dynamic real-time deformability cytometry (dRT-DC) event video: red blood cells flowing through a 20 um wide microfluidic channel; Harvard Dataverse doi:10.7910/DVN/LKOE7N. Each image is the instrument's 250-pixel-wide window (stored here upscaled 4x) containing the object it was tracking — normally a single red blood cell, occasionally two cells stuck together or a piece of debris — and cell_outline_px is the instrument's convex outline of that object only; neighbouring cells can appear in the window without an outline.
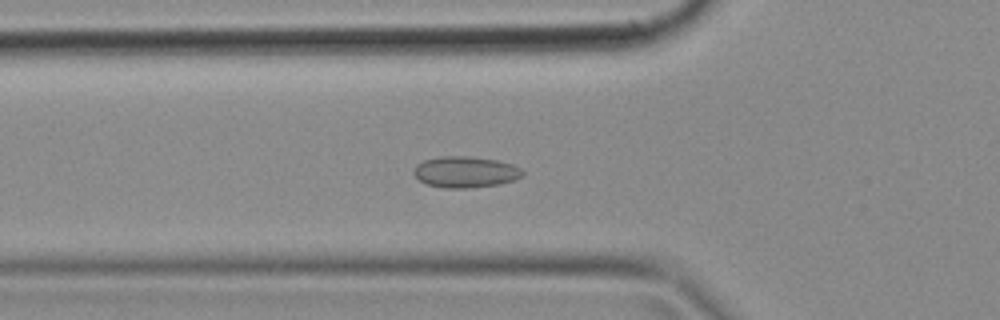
{"species": "common noctule bat (a hibernating species)", "species_latin": "Nyctalus noctula", "temperature_condition": "cold", "stored_images_in_passage": 50, "camera_frame_rate_fps": 3000, "um_per_image_px": 0.085, "animal": {"sex": "female", "body_mass_g": 18.4}, "frame": {"image": 1, "passage_image": 17, "time_ms": 5.333, "image_size_px": [1000, 320], "cell_outline_px": [[524, 176], [500, 184], [468, 188], [444, 188], [424, 184], [412, 172], [416, 164], [424, 160], [440, 156], [468, 156], [496, 160], [512, 164], [520, 168], [524, 172]], "centroid_in_image_um": [39.54, 14.62], "position_along_channel_um": 86.3, "area_um2": 19.88}}
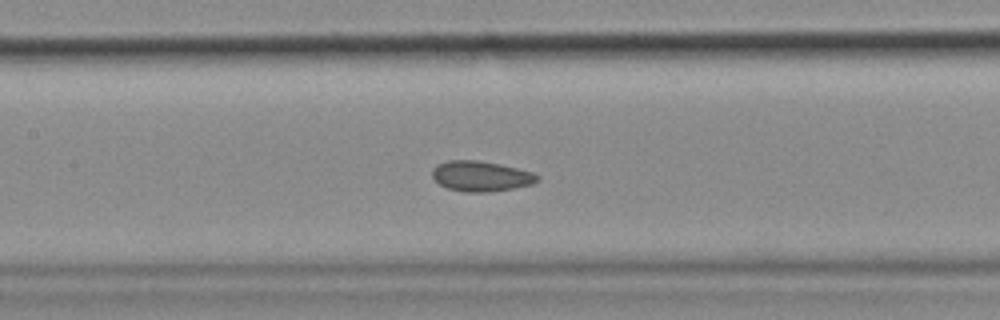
{"frame": {"image": 2, "passage_image": 23, "time_ms": 7.333, "image_size_px": [1000, 320], "cell_outline_px": [[540, 180], [532, 184], [512, 188], [488, 192], [464, 192], [448, 188], [440, 184], [432, 176], [432, 168], [436, 164], [448, 160], [480, 160], [500, 164], [532, 172], [540, 176]], "centroid_in_image_um": [40.87, 14.96], "position_along_channel_um": 166.5, "area_um2": 18.61}}
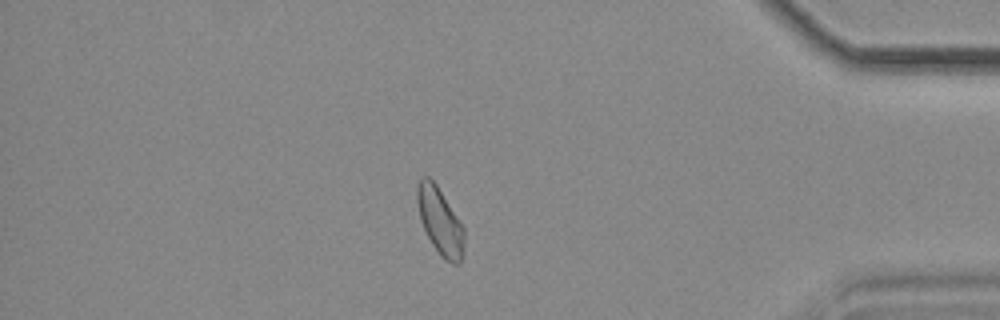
{"frame": {"image": 3, "passage_image": 43, "time_ms": 14.0, "image_size_px": [1000, 320], "cell_outline_px": [[464, 252], [460, 264], [452, 264], [444, 260], [440, 256], [432, 244], [420, 220], [416, 200], [416, 184], [424, 176], [428, 176], [436, 184], [464, 228]], "centroid_in_image_um": [37.4, 18.83], "position_along_channel_um": 397.8, "area_um2": 18.38}}